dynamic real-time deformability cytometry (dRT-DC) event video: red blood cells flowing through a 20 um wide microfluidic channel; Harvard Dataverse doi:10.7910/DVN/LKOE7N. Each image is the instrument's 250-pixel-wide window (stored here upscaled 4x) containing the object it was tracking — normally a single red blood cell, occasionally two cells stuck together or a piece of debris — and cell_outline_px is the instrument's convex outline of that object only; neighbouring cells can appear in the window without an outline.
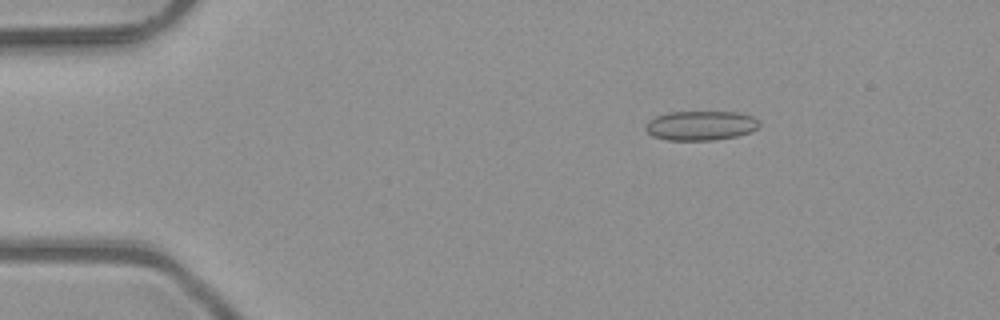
{"species": "common noctule bat (a hibernating species)", "species_latin": "Nyctalus noctula", "temperature_condition": "room temperature", "stored_images_in_passage": 4, "camera_frame_rate_fps": 3000, "um_per_image_px": 0.085, "animal": {"sex": "male", "body_mass_g": 23.1, "forearm_length_mm": 52.7}, "frame": {"image": 1, "passage_image": 2, "time_ms": 0.333, "image_size_px": [1000, 320], "cell_outline_px": [[760, 128], [752, 132], [736, 136], [712, 140], [668, 140], [652, 136], [644, 128], [648, 120], [656, 116], [668, 112], [736, 112], [752, 116], [760, 124]], "centroid_in_image_um": [59.56, 10.67], "position_along_channel_um": 25.4, "area_um2": 19.59}}